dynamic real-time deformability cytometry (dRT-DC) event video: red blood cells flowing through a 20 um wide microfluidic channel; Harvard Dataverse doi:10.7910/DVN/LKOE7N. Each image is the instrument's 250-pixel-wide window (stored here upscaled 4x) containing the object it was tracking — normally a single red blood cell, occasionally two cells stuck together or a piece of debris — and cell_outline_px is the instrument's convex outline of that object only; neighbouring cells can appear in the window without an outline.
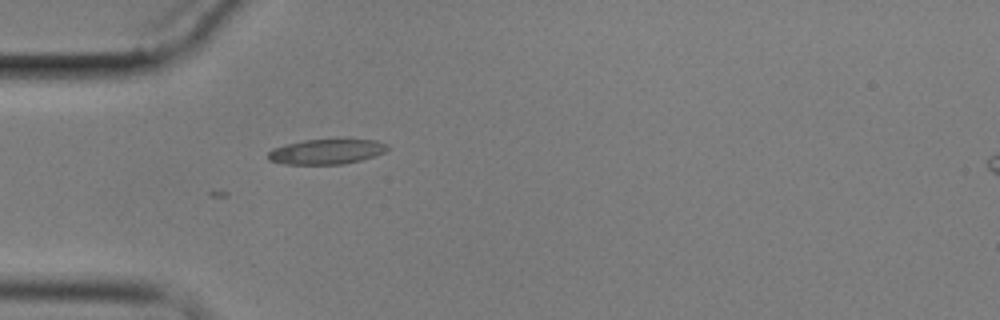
{"species": "common noctule bat (a hibernating species)", "species_latin": "Nyctalus noctula", "temperature_condition": "cold", "stored_images_in_passage": 1, "camera_frame_rate_fps": 3000, "um_per_image_px": 0.085, "animal": {"sex": "male", "body_mass_g": 17.9}, "frame": {"image": 1, "passage_image": 1, "time_ms": 0.0, "image_size_px": [1000, 320], "cell_outline_px": [[388, 148], [384, 152], [376, 156], [344, 164], [284, 164], [268, 160], [268, 152], [272, 148], [304, 140], [336, 136], [376, 140], [388, 144]], "centroid_in_image_um": [27.81, 12.83], "position_along_channel_um": 57.2, "area_um2": 18.32}}